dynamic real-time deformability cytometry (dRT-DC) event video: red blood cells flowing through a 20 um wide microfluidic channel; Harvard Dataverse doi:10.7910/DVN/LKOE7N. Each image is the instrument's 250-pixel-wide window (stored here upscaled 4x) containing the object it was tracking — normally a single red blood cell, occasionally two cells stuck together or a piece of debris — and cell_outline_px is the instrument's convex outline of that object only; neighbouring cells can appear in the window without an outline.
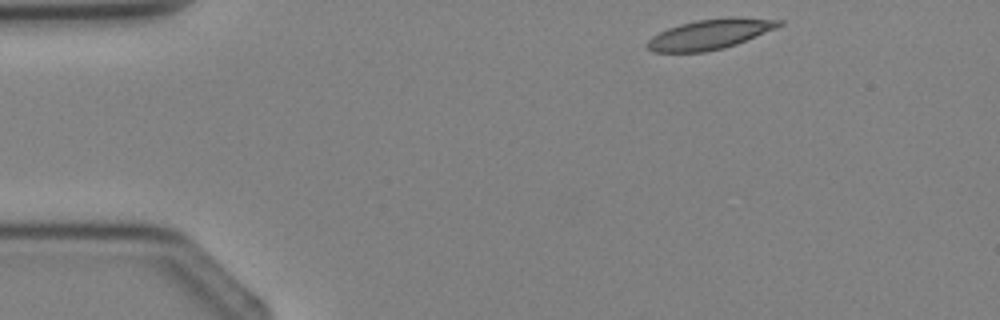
{"species": "Egyptian fruit bat (a non-hibernating species)", "species_latin": "Rousettus aegyptiacus", "temperature_condition": "cold", "stored_images_in_passage": 2, "camera_frame_rate_fps": 3000, "um_per_image_px": 0.085, "animal": {"sex": "female"}, "frame": {"image": 1, "passage_image": 1, "time_ms": 0.0, "image_size_px": [1000, 320], "cell_outline_px": [[784, 24], [776, 28], [736, 44], [724, 48], [704, 52], [652, 52], [644, 44], [652, 36], [668, 28], [680, 24], [696, 20], [732, 16], [784, 20]], "centroid_in_image_um": [60.35, 2.9], "position_along_channel_um": 24.7, "area_um2": 23.18}}